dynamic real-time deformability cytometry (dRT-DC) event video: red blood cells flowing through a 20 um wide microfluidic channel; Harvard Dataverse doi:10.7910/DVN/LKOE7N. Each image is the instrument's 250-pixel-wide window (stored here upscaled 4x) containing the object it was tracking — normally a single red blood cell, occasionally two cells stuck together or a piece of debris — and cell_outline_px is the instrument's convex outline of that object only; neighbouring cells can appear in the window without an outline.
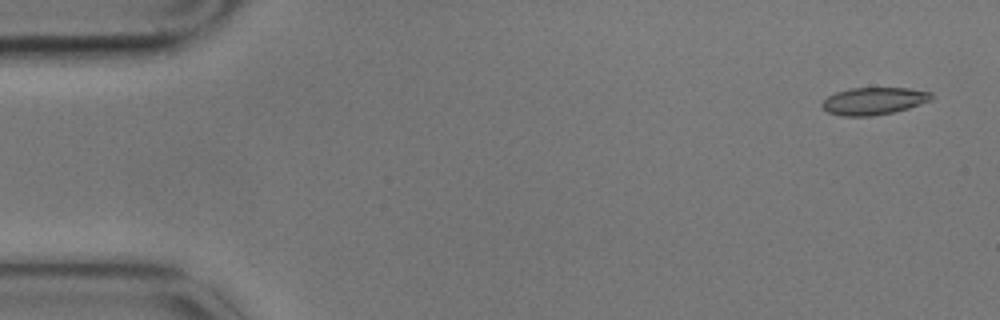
{"species": "common noctule bat (a hibernating species)", "species_latin": "Nyctalus noctula", "temperature_condition": "cold", "stored_images_in_passage": 6, "camera_frame_rate_fps": 3000, "um_per_image_px": 0.085, "animal": {"sex": "male", "body_mass_g": 17.9}, "frame": {"image": 1, "passage_image": 1, "time_ms": 0.0, "image_size_px": [1000, 320], "cell_outline_px": [[936, 96], [932, 100], [908, 108], [892, 112], [872, 116], [844, 116], [828, 112], [820, 104], [828, 96], [836, 92], [852, 88], [908, 88], [932, 92]], "centroid_in_image_um": [74.31, 8.58], "position_along_channel_um": 10.7, "area_um2": 17.4}}
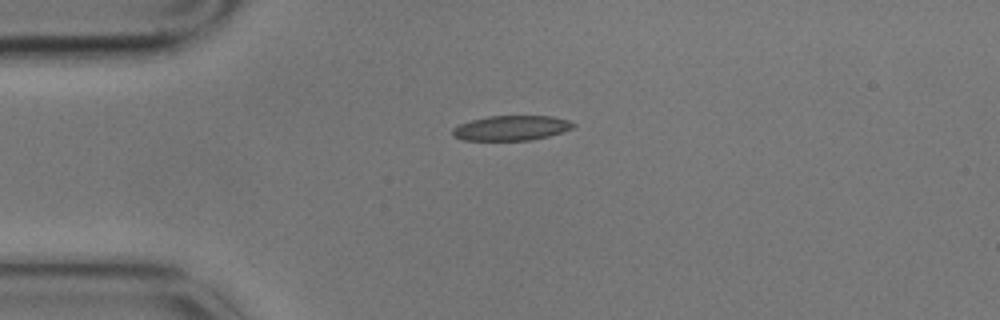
{"frame": {"image": 2, "passage_image": 4, "time_ms": 1.0, "image_size_px": [1000, 320], "cell_outline_px": [[576, 124], [572, 128], [548, 136], [532, 140], [464, 140], [456, 136], [452, 132], [452, 128], [460, 124], [472, 120], [488, 116], [552, 116], [568, 120]], "centroid_in_image_um": [43.47, 10.87], "position_along_channel_um": 41.5, "area_um2": 17.28}}